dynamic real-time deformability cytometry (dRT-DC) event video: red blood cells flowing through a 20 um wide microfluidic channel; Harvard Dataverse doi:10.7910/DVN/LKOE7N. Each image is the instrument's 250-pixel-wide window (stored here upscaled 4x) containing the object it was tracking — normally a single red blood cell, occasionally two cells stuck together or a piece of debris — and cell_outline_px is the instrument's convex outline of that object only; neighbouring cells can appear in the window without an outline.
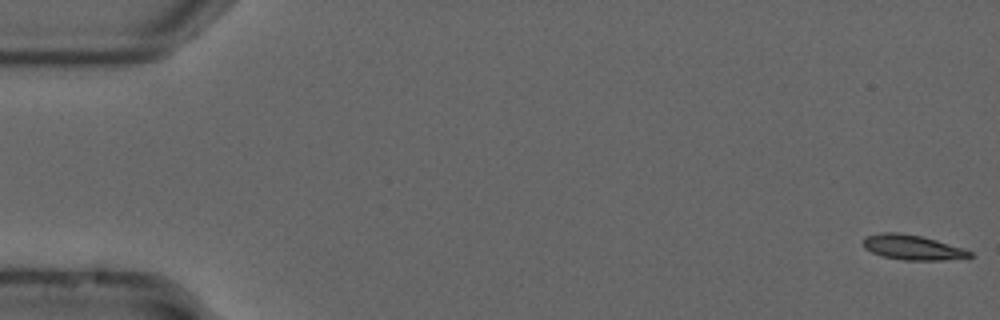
{"species": "common noctule bat (a hibernating species)", "species_latin": "Nyctalus noctula", "temperature_condition": "cold", "stored_images_in_passage": 55, "camera_frame_rate_fps": 3000, "um_per_image_px": 0.085, "animal": {"sex": "male", "forearm_length_mm": 52.5}, "frame": {"image": 1, "passage_image": 1, "time_ms": 0.0, "image_size_px": [1000, 320], "cell_outline_px": [[976, 256], [968, 260], [904, 260], [884, 256], [872, 252], [864, 248], [864, 236], [880, 232], [896, 232], [920, 236], [936, 240], [964, 248], [972, 252]], "centroid_in_image_um": [77.67, 21.04], "position_along_channel_um": 7.3, "area_um2": 15.78}}
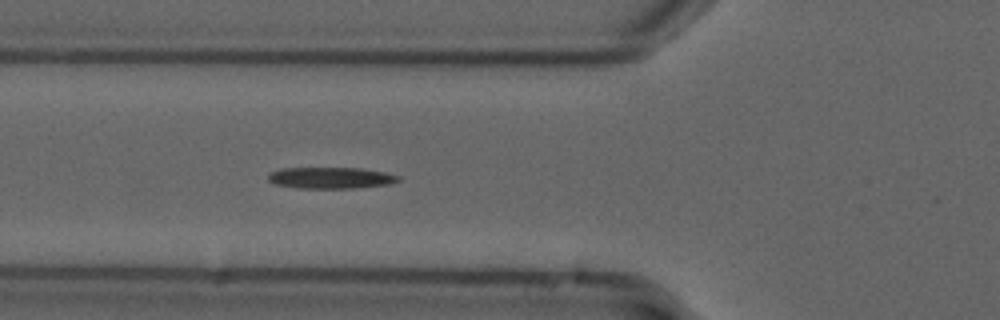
{"frame": {"image": 2, "passage_image": 20, "time_ms": 6.333, "image_size_px": [1000, 320], "cell_outline_px": [[400, 180], [388, 184], [352, 188], [296, 188], [272, 184], [268, 180], [268, 176], [272, 172], [280, 168], [360, 168], [384, 172], [400, 176]], "centroid_in_image_um": [28.07, 15.12], "position_along_channel_um": 97.7, "area_um2": 16.18}}
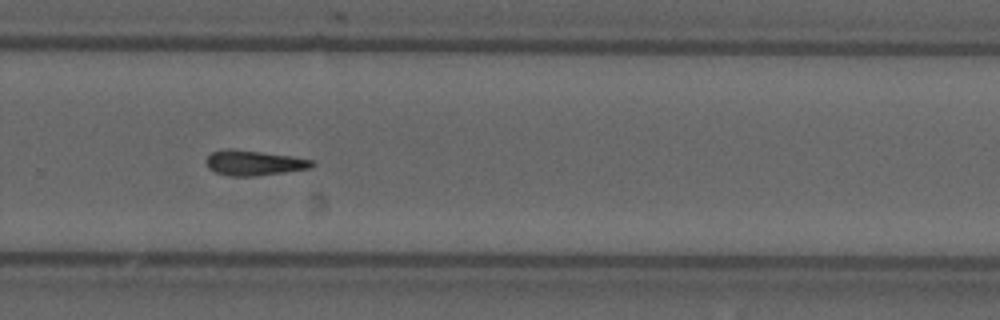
{"frame": {"image": 3, "passage_image": 37, "time_ms": 12.0, "image_size_px": [1000, 320], "cell_outline_px": [[316, 164], [312, 168], [256, 176], [228, 176], [216, 172], [208, 168], [204, 160], [212, 152], [224, 148], [232, 148], [292, 156], [312, 160]], "centroid_in_image_um": [21.56, 13.84], "position_along_channel_um": 308.2, "area_um2": 15.66}}